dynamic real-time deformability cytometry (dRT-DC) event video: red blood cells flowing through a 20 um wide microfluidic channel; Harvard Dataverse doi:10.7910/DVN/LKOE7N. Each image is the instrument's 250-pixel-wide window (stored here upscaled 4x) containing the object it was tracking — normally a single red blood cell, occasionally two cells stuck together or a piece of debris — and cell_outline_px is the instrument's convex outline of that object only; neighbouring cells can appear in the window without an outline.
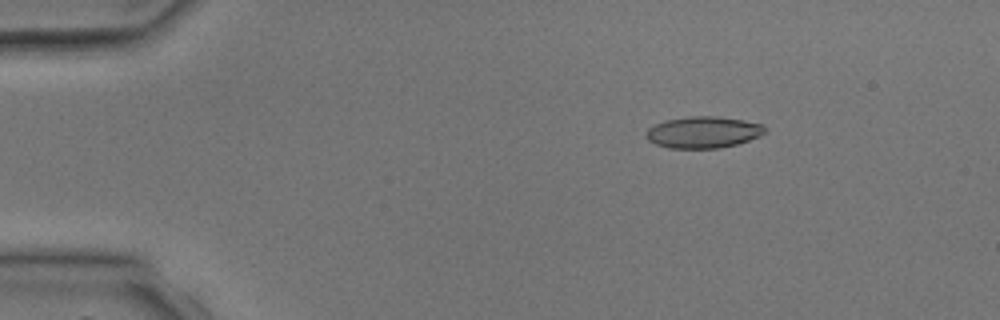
{"species": "common noctule bat (a hibernating species)", "species_latin": "Nyctalus noctula", "temperature_condition": "room temperature", "stored_images_in_passage": 3, "camera_frame_rate_fps": 3000, "um_per_image_px": 0.085, "animal": {"sex": "male", "body_mass_g": 17.9, "forearm_length_mm": 54.2}, "frame": {"image": 1, "passage_image": 2, "time_ms": 1.0, "image_size_px": [1000, 320], "cell_outline_px": [[764, 132], [760, 136], [736, 144], [720, 148], [668, 148], [656, 144], [648, 140], [644, 136], [648, 128], [664, 120], [688, 116], [716, 116], [744, 120], [764, 124]], "centroid_in_image_um": [59.75, 11.23], "position_along_channel_um": 25.3, "area_um2": 21.91}}